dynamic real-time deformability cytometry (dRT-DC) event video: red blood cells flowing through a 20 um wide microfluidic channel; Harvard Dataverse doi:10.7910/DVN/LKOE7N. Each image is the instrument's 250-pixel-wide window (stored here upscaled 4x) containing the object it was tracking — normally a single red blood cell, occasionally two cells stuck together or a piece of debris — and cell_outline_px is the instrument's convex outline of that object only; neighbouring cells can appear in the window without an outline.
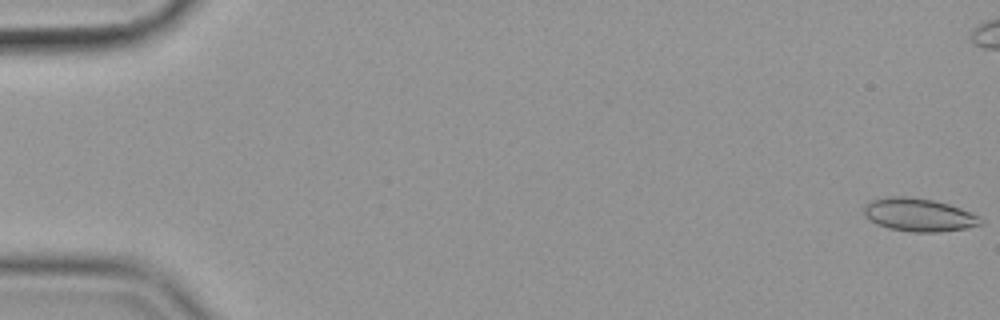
{"species": "common noctule bat (a hibernating species)", "species_latin": "Nyctalus noctula", "temperature_condition": "cold", "stored_images_in_passage": 58, "camera_frame_rate_fps": 3000, "um_per_image_px": 0.085, "animal": {"sex": "female", "body_mass_g": 19.9}, "frame": {"image": 1, "passage_image": 1, "time_ms": 0.0, "image_size_px": [1000, 320], "cell_outline_px": [[984, 224], [968, 228], [940, 232], [912, 232], [888, 228], [876, 224], [864, 216], [864, 208], [872, 200], [888, 196], [908, 196], [932, 200], [948, 204], [960, 208], [980, 216], [984, 220]], "centroid_in_image_um": [78.13, 18.27], "position_along_channel_um": 6.9, "area_um2": 22.66}}
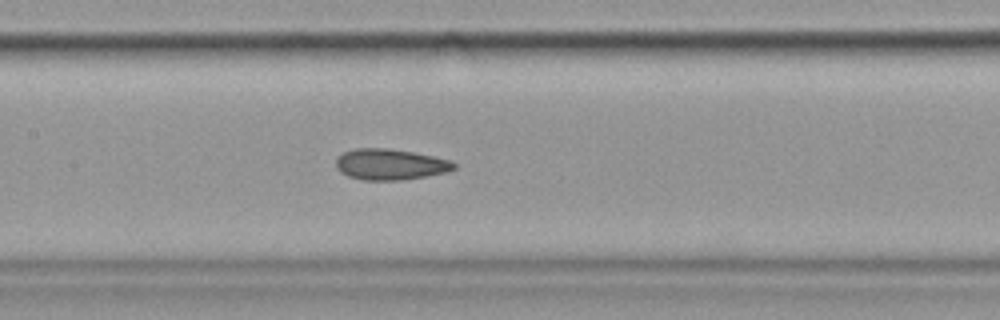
{"frame": {"image": 2, "passage_image": 28, "time_ms": 9.0, "image_size_px": [1000, 320], "cell_outline_px": [[456, 168], [448, 172], [400, 180], [364, 180], [348, 176], [340, 172], [336, 168], [336, 160], [344, 152], [356, 148], [388, 148], [412, 152], [432, 156], [448, 160], [456, 164]], "centroid_in_image_um": [33.15, 13.97], "position_along_channel_um": 174.2, "area_um2": 21.1}}
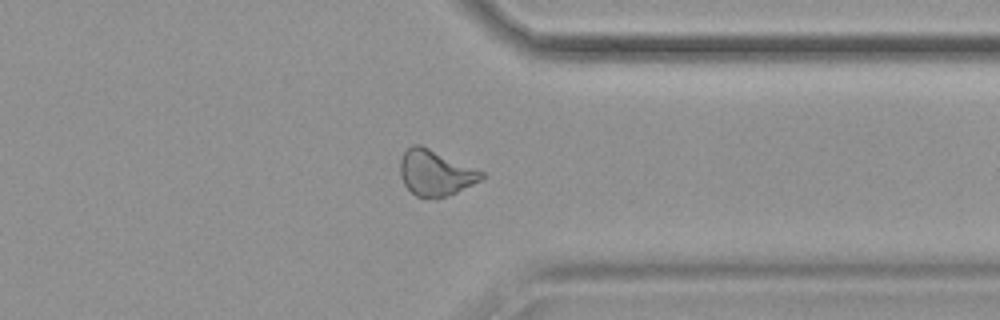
{"frame": {"image": 3, "passage_image": 45, "time_ms": 14.667, "image_size_px": [1000, 320], "cell_outline_px": [[484, 176], [480, 180], [448, 196], [436, 200], [416, 196], [404, 184], [400, 176], [400, 160], [404, 152], [412, 144], [420, 144], [484, 172]], "centroid_in_image_um": [36.98, 14.71], "position_along_channel_um": 374.4, "area_um2": 21.62}, "authors_computed_cell_mechanics": {"area_um2": 22.0796, "velocity_mm_per_s": 3.5761, "shape_relaxation_time_tau1_ms": null, "shape_relaxation_time_tau2_ms": 2.5852, "deformation_change_tau1": null, "deformation_change_tau2": 0.0861}}